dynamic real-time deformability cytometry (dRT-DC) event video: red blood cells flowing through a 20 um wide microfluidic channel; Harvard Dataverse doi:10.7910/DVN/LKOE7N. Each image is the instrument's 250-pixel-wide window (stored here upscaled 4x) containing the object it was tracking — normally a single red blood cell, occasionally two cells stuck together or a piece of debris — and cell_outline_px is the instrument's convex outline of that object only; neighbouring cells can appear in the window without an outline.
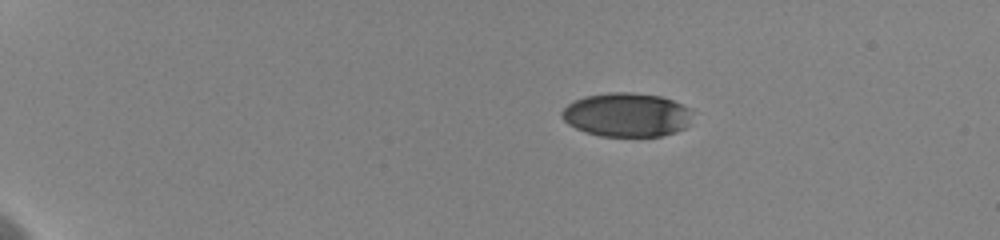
{"species": "human", "species_latin": "Homo sapiens", "temperature_condition": "cold", "stored_images_in_passage": 26, "camera_frame_rate_fps": 3000, "um_per_image_px": 0.085, "donor": {"sex": "female"}, "frame": {"image": 1, "passage_image": 1, "time_ms": 0.0, "image_size_px": [1000, 240], "cell_outline_px": [[688, 108], [684, 128], [660, 136], [604, 136], [588, 132], [576, 128], [568, 124], [560, 116], [560, 112], [568, 104], [584, 96], [608, 92], [632, 92], [660, 96], [672, 100]], "centroid_in_image_um": [53.16, 9.74], "position_along_channel_um": 31.8, "area_um2": 32.71}}
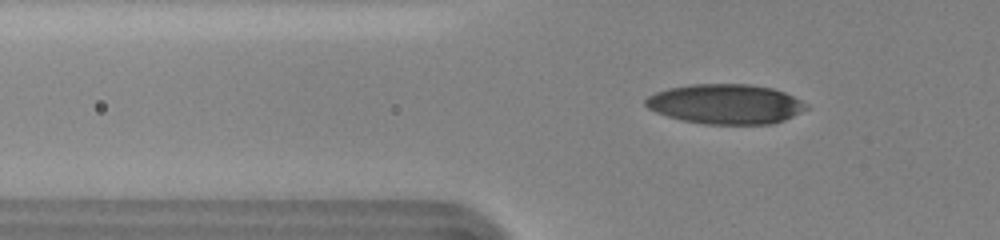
{"frame": {"image": 2, "passage_image": 14, "time_ms": 3.333, "image_size_px": [1000, 240], "cell_outline_px": [[808, 108], [784, 120], [768, 124], [704, 124], [684, 120], [668, 116], [656, 112], [648, 108], [644, 104], [644, 100], [648, 96], [656, 92], [668, 88], [692, 84], [748, 84], [772, 88], [784, 92], [800, 100]], "centroid_in_image_um": [61.64, 8.84], "position_along_channel_um": 64.2, "area_um2": 36.99}}